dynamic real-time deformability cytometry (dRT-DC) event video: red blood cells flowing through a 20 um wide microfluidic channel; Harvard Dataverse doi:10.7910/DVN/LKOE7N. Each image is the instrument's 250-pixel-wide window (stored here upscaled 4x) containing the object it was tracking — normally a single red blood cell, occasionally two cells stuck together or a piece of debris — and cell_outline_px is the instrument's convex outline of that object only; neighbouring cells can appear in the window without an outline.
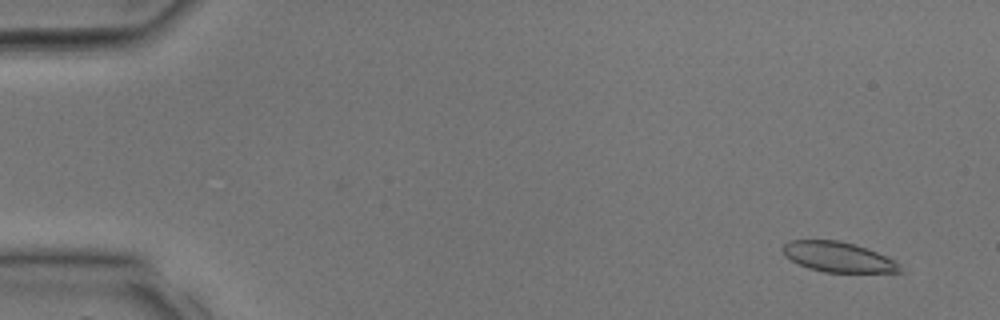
{"species": "common noctule bat (a hibernating species)", "species_latin": "Nyctalus noctula", "temperature_condition": "room temperature", "stored_images_in_passage": 6, "camera_frame_rate_fps": 3000, "um_per_image_px": 0.085, "animal": {"sex": "male", "body_mass_g": 17.9, "forearm_length_mm": 54.2}, "frame": {"image": 1, "passage_image": 2, "time_ms": 0.333, "image_size_px": [1000, 320], "cell_outline_px": [[904, 272], [824, 272], [808, 268], [784, 256], [780, 248], [788, 240], [836, 240], [852, 244], [876, 252], [896, 260], [900, 264]], "centroid_in_image_um": [71.23, 21.85], "position_along_channel_um": 13.8, "area_um2": 20.52}}